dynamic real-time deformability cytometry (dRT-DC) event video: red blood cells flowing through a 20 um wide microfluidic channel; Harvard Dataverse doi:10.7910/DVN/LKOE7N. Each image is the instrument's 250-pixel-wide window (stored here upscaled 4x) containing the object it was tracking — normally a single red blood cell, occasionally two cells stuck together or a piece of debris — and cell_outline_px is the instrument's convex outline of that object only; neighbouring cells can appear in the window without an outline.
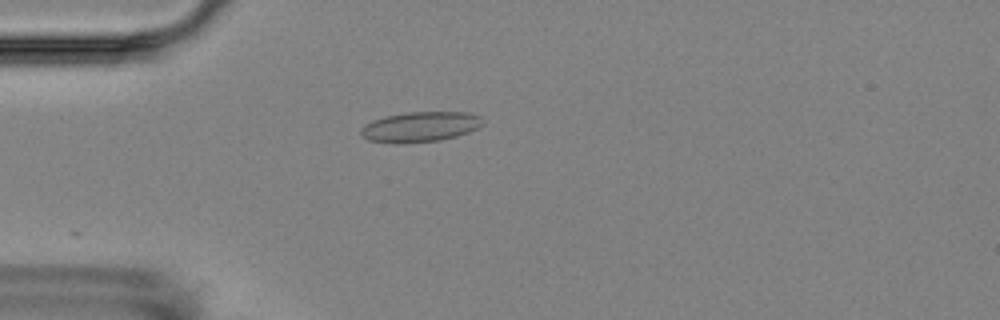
{"species": "Egyptian fruit bat (a non-hibernating species)", "species_latin": "Rousettus aegyptiacus", "temperature_condition": "room temperature", "stored_images_in_passage": 2, "camera_frame_rate_fps": 3000, "um_per_image_px": 0.085, "animal": {"sex": "female"}, "frame": {"image": 1, "passage_image": 1, "time_ms": 0.0, "image_size_px": [1000, 320], "cell_outline_px": [[484, 124], [468, 132], [456, 136], [440, 140], [396, 144], [392, 144], [368, 140], [360, 136], [360, 128], [364, 124], [372, 120], [384, 116], [404, 112], [468, 112], [480, 116]], "centroid_in_image_um": [35.65, 10.78], "position_along_channel_um": 49.3, "area_um2": 21.73}}